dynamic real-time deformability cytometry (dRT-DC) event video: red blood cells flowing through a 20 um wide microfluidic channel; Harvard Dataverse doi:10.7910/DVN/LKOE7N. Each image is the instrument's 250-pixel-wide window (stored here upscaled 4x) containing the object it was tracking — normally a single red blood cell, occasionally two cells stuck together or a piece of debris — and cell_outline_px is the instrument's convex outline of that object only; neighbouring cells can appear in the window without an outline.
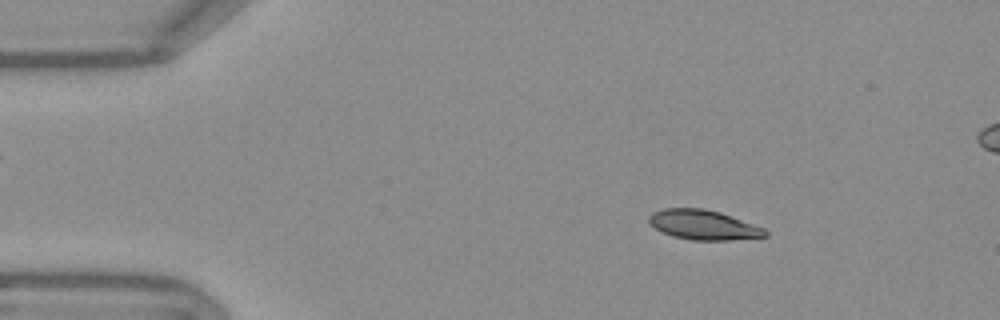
{"species": "Egyptian fruit bat (a non-hibernating species)", "species_latin": "Rousettus aegyptiacus", "temperature_condition": "warm", "stored_images_in_passage": 47, "camera_frame_rate_fps": 3000, "um_per_image_px": 0.085, "frame": {"image": 1, "passage_image": 1, "time_ms": 0.0, "image_size_px": [1000, 320], "cell_outline_px": [[768, 236], [732, 240], [692, 240], [672, 236], [660, 232], [648, 224], [648, 216], [652, 212], [664, 208], [704, 208], [720, 212], [764, 228], [768, 232]], "centroid_in_image_um": [59.74, 19.11], "position_along_channel_um": 25.3, "area_um2": 20.35}}
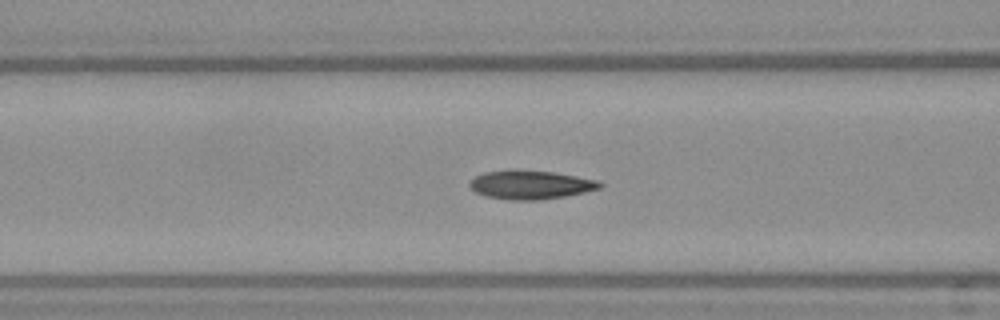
{"frame": {"image": 2, "passage_image": 14, "time_ms": 4.333, "image_size_px": [1000, 320], "cell_outline_px": [[604, 184], [600, 188], [584, 192], [564, 196], [540, 200], [508, 200], [484, 196], [476, 192], [468, 184], [468, 180], [484, 172], [552, 172], [576, 176], [596, 180]], "centroid_in_image_um": [45.09, 15.74], "position_along_channel_um": 121.5, "area_um2": 21.1}}
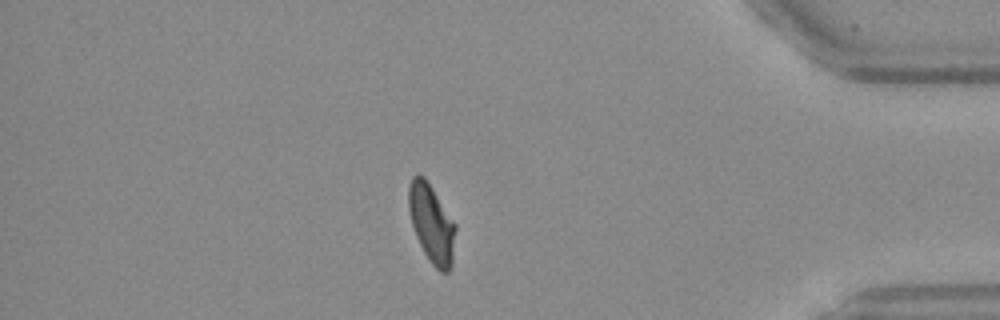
{"frame": {"image": 3, "passage_image": 39, "time_ms": 12.667, "image_size_px": [1000, 320], "cell_outline_px": [[456, 228], [452, 264], [448, 272], [440, 272], [428, 260], [416, 236], [412, 224], [408, 208], [408, 184], [412, 176], [424, 176], [456, 224]], "centroid_in_image_um": [36.68, 19.01], "position_along_channel_um": 398.5, "area_um2": 21.33}, "authors_computed_cell_mechanics": {"area_um2": 21.386, "velocity_mm_per_s": 3.766, "shape_relaxation_time_tau1_ms": 4.3314, "shape_relaxation_time_tau2_ms": 1.9917, "deformation_change_tau1": 0.1553, "deformation_change_tau2": 0.0654}}